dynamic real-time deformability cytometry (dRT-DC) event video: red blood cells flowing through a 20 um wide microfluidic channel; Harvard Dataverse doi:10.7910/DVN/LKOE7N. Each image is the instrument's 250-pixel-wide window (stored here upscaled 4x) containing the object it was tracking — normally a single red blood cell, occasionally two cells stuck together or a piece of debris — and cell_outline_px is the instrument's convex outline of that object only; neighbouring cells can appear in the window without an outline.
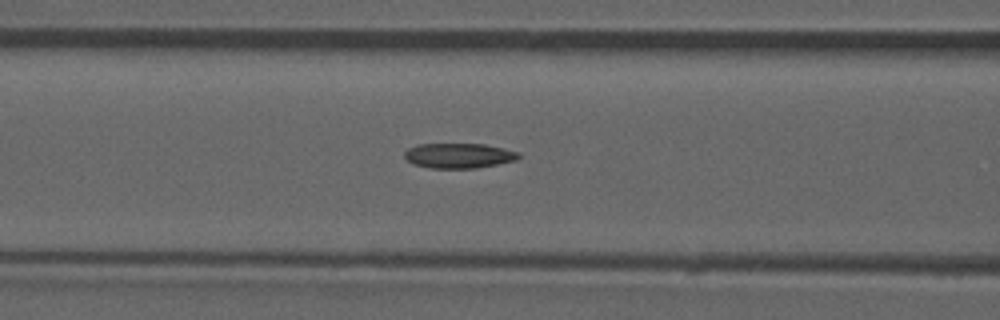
{"species": "common noctule bat (a hibernating species)", "species_latin": "Nyctalus noctula", "temperature_condition": "room temperature", "stored_images_in_passage": 21, "camera_frame_rate_fps": 3000, "um_per_image_px": 0.085, "animal": {"sex": "male", "forearm_length_mm": 52.5}, "frame": {"image": 1, "passage_image": 7, "time_ms": 2.0, "image_size_px": [1000, 320], "cell_outline_px": [[520, 156], [516, 160], [476, 168], [432, 168], [412, 164], [404, 156], [404, 152], [408, 148], [416, 144], [484, 144], [504, 148], [520, 152]], "centroid_in_image_um": [38.99, 13.22], "position_along_channel_um": 127.6, "area_um2": 16.65}}